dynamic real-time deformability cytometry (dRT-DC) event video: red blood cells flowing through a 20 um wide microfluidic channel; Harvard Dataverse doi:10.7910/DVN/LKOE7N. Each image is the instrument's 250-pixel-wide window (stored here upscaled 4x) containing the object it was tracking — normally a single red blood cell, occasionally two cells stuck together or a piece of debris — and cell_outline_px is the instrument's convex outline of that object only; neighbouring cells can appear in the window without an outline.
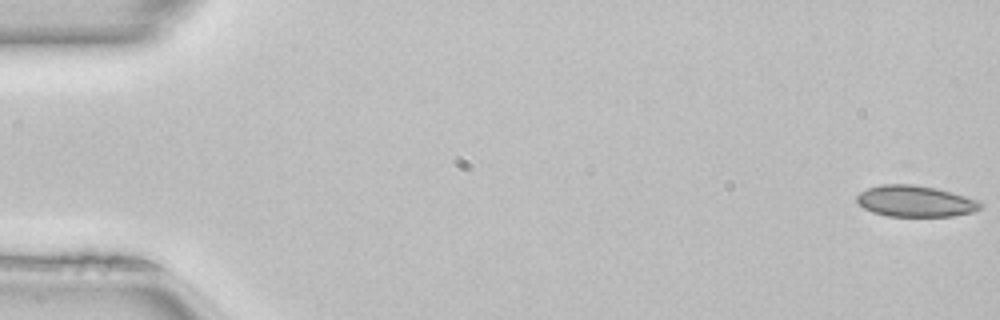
{"species": "common noctule bat (a hibernating species)", "species_latin": "Nyctalus noctula", "temperature_condition": "room temperature", "stored_images_in_passage": 50, "camera_frame_rate_fps": 3000, "um_per_image_px": 0.085, "animal": {"sex": "female", "body_mass_g": 22.7, "forearm_length_mm": 54.2}, "frame": {"image": 1, "passage_image": 1, "time_ms": 0.0, "image_size_px": [1000, 320], "cell_outline_px": [[984, 208], [972, 212], [952, 216], [888, 216], [872, 212], [864, 208], [856, 200], [856, 196], [860, 192], [868, 188], [880, 184], [912, 184], [936, 188], [952, 192], [980, 200], [984, 204]], "centroid_in_image_um": [77.84, 17.1], "position_along_channel_um": 7.2, "area_um2": 22.72}}
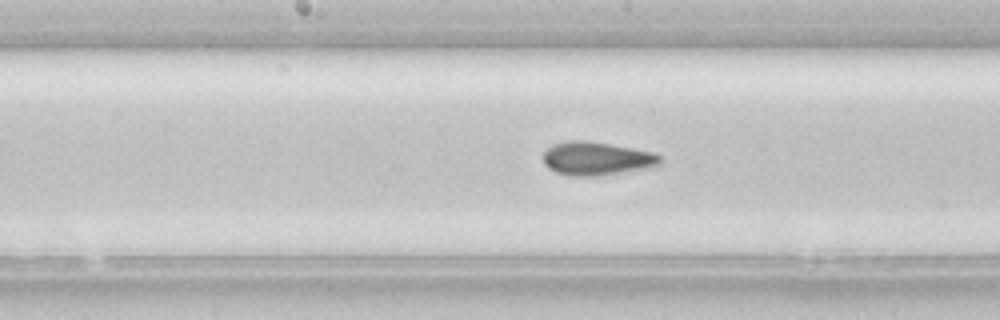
{"frame": {"image": 2, "passage_image": 26, "time_ms": 8.333, "image_size_px": [1000, 320], "cell_outline_px": [[660, 164], [644, 168], [596, 176], [572, 176], [556, 172], [548, 168], [544, 164], [544, 152], [552, 144], [568, 140], [584, 140], [632, 148], [652, 152], [660, 156]], "centroid_in_image_um": [50.65, 13.47], "position_along_channel_um": 197.6, "area_um2": 22.43}}
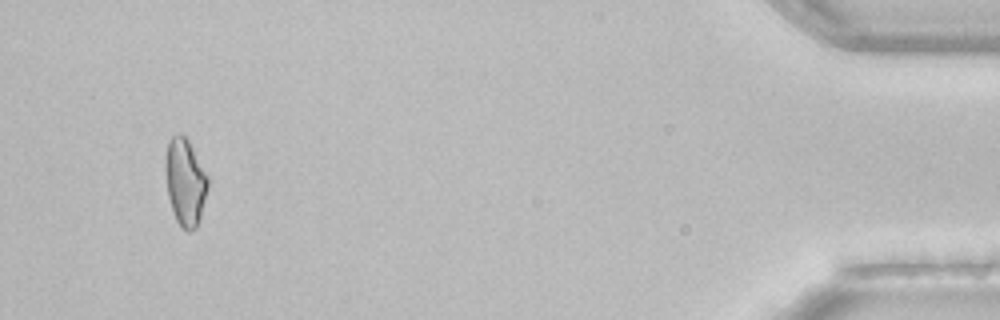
{"frame": {"image": 3, "passage_image": 48, "time_ms": 15.667, "image_size_px": [1000, 320], "cell_outline_px": [[208, 188], [200, 216], [196, 228], [188, 232], [176, 220], [168, 196], [164, 168], [168, 140], [172, 136], [184, 136], [188, 140], [208, 176]], "centroid_in_image_um": [15.73, 15.47], "position_along_channel_um": 419.5, "area_um2": 21.21}, "authors_computed_cell_mechanics": {"area_um2": 22.1952, "velocity_mm_per_s": 4.0901, "shape_relaxation_time_tau1_ms": null, "shape_relaxation_time_tau2_ms": 3.1456, "deformation_change_tau1": null, "deformation_change_tau2": 0.1058}}